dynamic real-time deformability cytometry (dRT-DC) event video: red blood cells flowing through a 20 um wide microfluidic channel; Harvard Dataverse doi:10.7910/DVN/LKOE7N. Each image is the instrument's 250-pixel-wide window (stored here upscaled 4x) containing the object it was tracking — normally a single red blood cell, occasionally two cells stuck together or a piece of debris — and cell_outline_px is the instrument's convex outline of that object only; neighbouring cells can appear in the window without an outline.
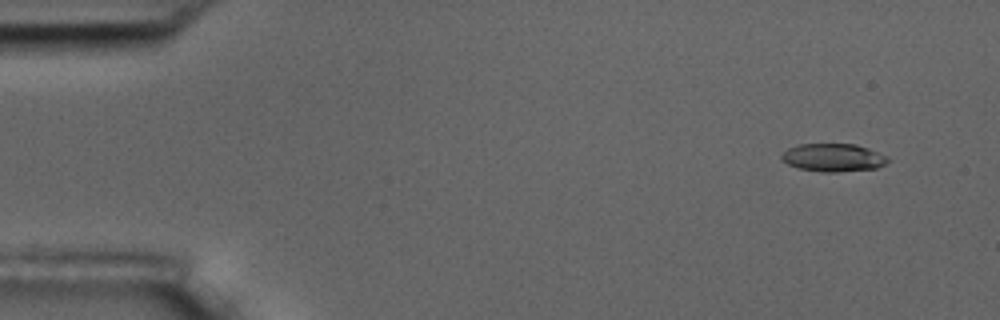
{"species": "common noctule bat (a hibernating species)", "species_latin": "Nyctalus noctula", "temperature_condition": "room temperature", "stored_images_in_passage": 6, "camera_frame_rate_fps": 3000, "um_per_image_px": 0.085, "animal": {"sex": "male", "body_mass_g": 17.5, "forearm_length_mm": 52.3}, "frame": {"image": 1, "passage_image": 2, "time_ms": 1.333, "image_size_px": [1000, 320], "cell_outline_px": [[888, 160], [884, 164], [876, 168], [836, 172], [820, 172], [800, 168], [788, 164], [780, 160], [780, 156], [788, 148], [800, 144], [856, 144], [868, 148], [888, 156]], "centroid_in_image_um": [70.81, 13.39], "position_along_channel_um": 14.2, "area_um2": 17.28}}
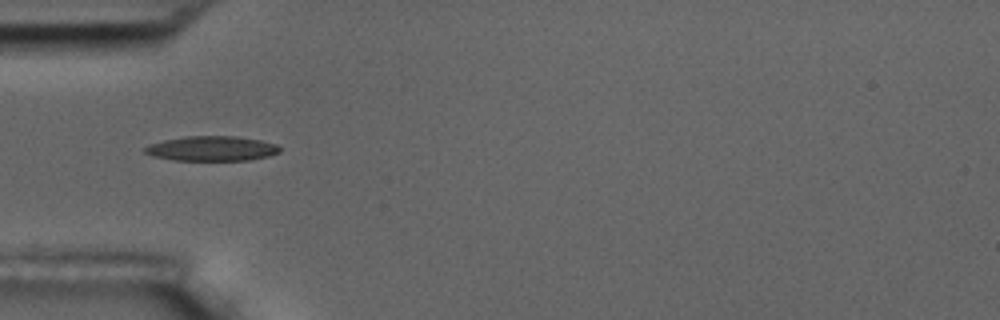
{"frame": {"image": 2, "passage_image": 6, "time_ms": 6.0, "image_size_px": [1000, 320], "cell_outline_px": [[280, 152], [268, 156], [248, 160], [172, 160], [156, 156], [144, 152], [144, 148], [148, 144], [164, 140], [184, 136], [236, 136], [260, 140], [276, 144], [280, 148]], "centroid_in_image_um": [18.0, 12.62], "position_along_channel_um": 67.0, "area_um2": 19.42}}